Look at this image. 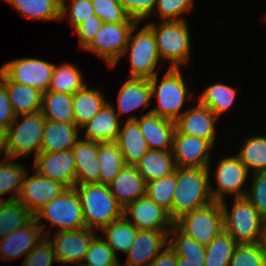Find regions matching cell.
<instances>
[{"label":"cell","mask_w":266,"mask_h":266,"mask_svg":"<svg viewBox=\"0 0 266 266\" xmlns=\"http://www.w3.org/2000/svg\"><path fill=\"white\" fill-rule=\"evenodd\" d=\"M140 24L141 22L132 29L123 57L129 55L127 58L130 62L128 77L150 79L159 73L161 58L153 30L146 23L138 30L137 27Z\"/></svg>","instance_id":"ba28073f"},{"label":"cell","mask_w":266,"mask_h":266,"mask_svg":"<svg viewBox=\"0 0 266 266\" xmlns=\"http://www.w3.org/2000/svg\"><path fill=\"white\" fill-rule=\"evenodd\" d=\"M144 135L149 149L160 151H172L173 136L176 123L172 120L151 113V110L143 112L135 120Z\"/></svg>","instance_id":"7402d4cb"},{"label":"cell","mask_w":266,"mask_h":266,"mask_svg":"<svg viewBox=\"0 0 266 266\" xmlns=\"http://www.w3.org/2000/svg\"><path fill=\"white\" fill-rule=\"evenodd\" d=\"M237 152L249 173L266 172V135L246 136Z\"/></svg>","instance_id":"d590c367"},{"label":"cell","mask_w":266,"mask_h":266,"mask_svg":"<svg viewBox=\"0 0 266 266\" xmlns=\"http://www.w3.org/2000/svg\"><path fill=\"white\" fill-rule=\"evenodd\" d=\"M41 227L33 218L28 224L0 239V259L11 260L26 255L43 238Z\"/></svg>","instance_id":"44dd1931"},{"label":"cell","mask_w":266,"mask_h":266,"mask_svg":"<svg viewBox=\"0 0 266 266\" xmlns=\"http://www.w3.org/2000/svg\"><path fill=\"white\" fill-rule=\"evenodd\" d=\"M174 224L196 242L206 246L224 230L223 210L219 201L183 214Z\"/></svg>","instance_id":"30bf717a"},{"label":"cell","mask_w":266,"mask_h":266,"mask_svg":"<svg viewBox=\"0 0 266 266\" xmlns=\"http://www.w3.org/2000/svg\"><path fill=\"white\" fill-rule=\"evenodd\" d=\"M99 232L87 227L61 231L45 236L53 246L57 263L61 266H80L86 256L92 240ZM70 263V264H69Z\"/></svg>","instance_id":"7c38bea8"},{"label":"cell","mask_w":266,"mask_h":266,"mask_svg":"<svg viewBox=\"0 0 266 266\" xmlns=\"http://www.w3.org/2000/svg\"><path fill=\"white\" fill-rule=\"evenodd\" d=\"M262 243H263L265 253H266V223H265V229H264V235H263Z\"/></svg>","instance_id":"6f0895ef"},{"label":"cell","mask_w":266,"mask_h":266,"mask_svg":"<svg viewBox=\"0 0 266 266\" xmlns=\"http://www.w3.org/2000/svg\"><path fill=\"white\" fill-rule=\"evenodd\" d=\"M138 23H106L103 22L96 36L83 49L95 54L105 64L113 68L120 59L127 46L132 29Z\"/></svg>","instance_id":"8fae6325"},{"label":"cell","mask_w":266,"mask_h":266,"mask_svg":"<svg viewBox=\"0 0 266 266\" xmlns=\"http://www.w3.org/2000/svg\"><path fill=\"white\" fill-rule=\"evenodd\" d=\"M176 190V170L173 174L146 183V196L168 211L171 217L173 195Z\"/></svg>","instance_id":"b9f144b4"},{"label":"cell","mask_w":266,"mask_h":266,"mask_svg":"<svg viewBox=\"0 0 266 266\" xmlns=\"http://www.w3.org/2000/svg\"><path fill=\"white\" fill-rule=\"evenodd\" d=\"M151 85L149 79L128 77L119 89L117 107L108 101L114 108L119 119L126 114V121H134L138 116L132 114L140 108L151 107ZM131 112V113H130ZM129 113V114H127Z\"/></svg>","instance_id":"d6986e66"},{"label":"cell","mask_w":266,"mask_h":266,"mask_svg":"<svg viewBox=\"0 0 266 266\" xmlns=\"http://www.w3.org/2000/svg\"><path fill=\"white\" fill-rule=\"evenodd\" d=\"M4 200H6V198L5 199L0 198V206L4 202Z\"/></svg>","instance_id":"91938a15"},{"label":"cell","mask_w":266,"mask_h":266,"mask_svg":"<svg viewBox=\"0 0 266 266\" xmlns=\"http://www.w3.org/2000/svg\"><path fill=\"white\" fill-rule=\"evenodd\" d=\"M213 145L200 137L174 132L172 155L177 168H208Z\"/></svg>","instance_id":"5bb4252c"},{"label":"cell","mask_w":266,"mask_h":266,"mask_svg":"<svg viewBox=\"0 0 266 266\" xmlns=\"http://www.w3.org/2000/svg\"><path fill=\"white\" fill-rule=\"evenodd\" d=\"M26 169L28 168L16 162V159L3 157L0 160V198L4 199L3 195L8 194L10 196L6 200H17Z\"/></svg>","instance_id":"f35d334b"},{"label":"cell","mask_w":266,"mask_h":266,"mask_svg":"<svg viewBox=\"0 0 266 266\" xmlns=\"http://www.w3.org/2000/svg\"><path fill=\"white\" fill-rule=\"evenodd\" d=\"M122 120L113 106L107 102L101 110L81 128L82 138L96 142H114L117 140Z\"/></svg>","instance_id":"cb8c5ba5"},{"label":"cell","mask_w":266,"mask_h":266,"mask_svg":"<svg viewBox=\"0 0 266 266\" xmlns=\"http://www.w3.org/2000/svg\"><path fill=\"white\" fill-rule=\"evenodd\" d=\"M15 117L5 84L0 79V127L7 130Z\"/></svg>","instance_id":"f5cc1de1"},{"label":"cell","mask_w":266,"mask_h":266,"mask_svg":"<svg viewBox=\"0 0 266 266\" xmlns=\"http://www.w3.org/2000/svg\"><path fill=\"white\" fill-rule=\"evenodd\" d=\"M25 18L42 21H61V0H4Z\"/></svg>","instance_id":"d6a6232c"},{"label":"cell","mask_w":266,"mask_h":266,"mask_svg":"<svg viewBox=\"0 0 266 266\" xmlns=\"http://www.w3.org/2000/svg\"><path fill=\"white\" fill-rule=\"evenodd\" d=\"M34 215L18 200H4L0 206V239L28 224Z\"/></svg>","instance_id":"ab89813d"},{"label":"cell","mask_w":266,"mask_h":266,"mask_svg":"<svg viewBox=\"0 0 266 266\" xmlns=\"http://www.w3.org/2000/svg\"><path fill=\"white\" fill-rule=\"evenodd\" d=\"M177 266H204V265H194L189 263L188 259L177 257Z\"/></svg>","instance_id":"9f6ffc18"},{"label":"cell","mask_w":266,"mask_h":266,"mask_svg":"<svg viewBox=\"0 0 266 266\" xmlns=\"http://www.w3.org/2000/svg\"><path fill=\"white\" fill-rule=\"evenodd\" d=\"M236 96L237 89L218 81V83H211L206 86L196 100L210 108L220 118L221 115H224L229 109L233 108Z\"/></svg>","instance_id":"1f68e13d"},{"label":"cell","mask_w":266,"mask_h":266,"mask_svg":"<svg viewBox=\"0 0 266 266\" xmlns=\"http://www.w3.org/2000/svg\"><path fill=\"white\" fill-rule=\"evenodd\" d=\"M6 157V130L0 127V156Z\"/></svg>","instance_id":"11a10c76"},{"label":"cell","mask_w":266,"mask_h":266,"mask_svg":"<svg viewBox=\"0 0 266 266\" xmlns=\"http://www.w3.org/2000/svg\"><path fill=\"white\" fill-rule=\"evenodd\" d=\"M0 79L5 84L14 114H32L41 111L42 92L31 86L11 81L1 70Z\"/></svg>","instance_id":"4316f807"},{"label":"cell","mask_w":266,"mask_h":266,"mask_svg":"<svg viewBox=\"0 0 266 266\" xmlns=\"http://www.w3.org/2000/svg\"><path fill=\"white\" fill-rule=\"evenodd\" d=\"M128 15L138 22H145L151 17L157 0H119Z\"/></svg>","instance_id":"f907efd6"},{"label":"cell","mask_w":266,"mask_h":266,"mask_svg":"<svg viewBox=\"0 0 266 266\" xmlns=\"http://www.w3.org/2000/svg\"><path fill=\"white\" fill-rule=\"evenodd\" d=\"M103 24V21L96 15H93V19L84 20L75 30L76 37L78 38V47L80 51L83 50L90 41L96 36Z\"/></svg>","instance_id":"816d5d0a"},{"label":"cell","mask_w":266,"mask_h":266,"mask_svg":"<svg viewBox=\"0 0 266 266\" xmlns=\"http://www.w3.org/2000/svg\"><path fill=\"white\" fill-rule=\"evenodd\" d=\"M108 186L123 209L133 201L146 196V181L138 172L136 165L126 164Z\"/></svg>","instance_id":"603a6c76"},{"label":"cell","mask_w":266,"mask_h":266,"mask_svg":"<svg viewBox=\"0 0 266 266\" xmlns=\"http://www.w3.org/2000/svg\"><path fill=\"white\" fill-rule=\"evenodd\" d=\"M182 73L181 68L168 67L162 78L158 73L149 79L152 101L157 99L151 113L175 122L186 111L182 108L185 102L193 99V92L188 89Z\"/></svg>","instance_id":"6da1fadb"},{"label":"cell","mask_w":266,"mask_h":266,"mask_svg":"<svg viewBox=\"0 0 266 266\" xmlns=\"http://www.w3.org/2000/svg\"><path fill=\"white\" fill-rule=\"evenodd\" d=\"M194 0H157L152 17H158L160 21L185 20V15L193 11Z\"/></svg>","instance_id":"f6af8a7d"},{"label":"cell","mask_w":266,"mask_h":266,"mask_svg":"<svg viewBox=\"0 0 266 266\" xmlns=\"http://www.w3.org/2000/svg\"><path fill=\"white\" fill-rule=\"evenodd\" d=\"M85 225L88 229L100 230L123 216V207L117 202L108 185L86 183L75 185Z\"/></svg>","instance_id":"277c9868"},{"label":"cell","mask_w":266,"mask_h":266,"mask_svg":"<svg viewBox=\"0 0 266 266\" xmlns=\"http://www.w3.org/2000/svg\"><path fill=\"white\" fill-rule=\"evenodd\" d=\"M100 231L102 233L99 235L118 257L117 253L126 254L130 250L138 229L122 216L103 227Z\"/></svg>","instance_id":"4dcf8cb0"},{"label":"cell","mask_w":266,"mask_h":266,"mask_svg":"<svg viewBox=\"0 0 266 266\" xmlns=\"http://www.w3.org/2000/svg\"><path fill=\"white\" fill-rule=\"evenodd\" d=\"M229 209L226 200L220 201L224 230L238 244L262 242L266 220L246 197L233 198Z\"/></svg>","instance_id":"8992f818"},{"label":"cell","mask_w":266,"mask_h":266,"mask_svg":"<svg viewBox=\"0 0 266 266\" xmlns=\"http://www.w3.org/2000/svg\"><path fill=\"white\" fill-rule=\"evenodd\" d=\"M39 175L58 181L67 188L75 186V159L72 149L59 152H40L33 160Z\"/></svg>","instance_id":"e0dca14e"},{"label":"cell","mask_w":266,"mask_h":266,"mask_svg":"<svg viewBox=\"0 0 266 266\" xmlns=\"http://www.w3.org/2000/svg\"><path fill=\"white\" fill-rule=\"evenodd\" d=\"M34 218L41 227L43 236L51 235V229L55 227L53 233L85 228L82 206L74 187L67 188L58 197L49 201L41 207L35 214ZM45 223L48 221L50 227ZM46 227L48 229H46ZM53 227V228H52ZM46 229V231H44Z\"/></svg>","instance_id":"5b68a950"},{"label":"cell","mask_w":266,"mask_h":266,"mask_svg":"<svg viewBox=\"0 0 266 266\" xmlns=\"http://www.w3.org/2000/svg\"><path fill=\"white\" fill-rule=\"evenodd\" d=\"M246 198L266 220V172L251 174Z\"/></svg>","instance_id":"c3c4849f"},{"label":"cell","mask_w":266,"mask_h":266,"mask_svg":"<svg viewBox=\"0 0 266 266\" xmlns=\"http://www.w3.org/2000/svg\"><path fill=\"white\" fill-rule=\"evenodd\" d=\"M45 122L41 111L17 115L6 130V157L17 160L33 152L35 158L41 151Z\"/></svg>","instance_id":"52a82bcc"},{"label":"cell","mask_w":266,"mask_h":266,"mask_svg":"<svg viewBox=\"0 0 266 266\" xmlns=\"http://www.w3.org/2000/svg\"><path fill=\"white\" fill-rule=\"evenodd\" d=\"M188 20L145 22L155 36L161 63H169V68L187 66L191 60V38Z\"/></svg>","instance_id":"3957f363"},{"label":"cell","mask_w":266,"mask_h":266,"mask_svg":"<svg viewBox=\"0 0 266 266\" xmlns=\"http://www.w3.org/2000/svg\"><path fill=\"white\" fill-rule=\"evenodd\" d=\"M94 14L106 23H139L132 19L119 0H91Z\"/></svg>","instance_id":"bcb514c9"},{"label":"cell","mask_w":266,"mask_h":266,"mask_svg":"<svg viewBox=\"0 0 266 266\" xmlns=\"http://www.w3.org/2000/svg\"><path fill=\"white\" fill-rule=\"evenodd\" d=\"M98 161L100 166L99 184L111 183L126 165L116 141L98 142Z\"/></svg>","instance_id":"e575fe53"},{"label":"cell","mask_w":266,"mask_h":266,"mask_svg":"<svg viewBox=\"0 0 266 266\" xmlns=\"http://www.w3.org/2000/svg\"><path fill=\"white\" fill-rule=\"evenodd\" d=\"M80 266H121L120 259L98 234L91 242Z\"/></svg>","instance_id":"7bdbcfd3"},{"label":"cell","mask_w":266,"mask_h":266,"mask_svg":"<svg viewBox=\"0 0 266 266\" xmlns=\"http://www.w3.org/2000/svg\"><path fill=\"white\" fill-rule=\"evenodd\" d=\"M229 266H266V253L262 242L238 244Z\"/></svg>","instance_id":"ee69618b"},{"label":"cell","mask_w":266,"mask_h":266,"mask_svg":"<svg viewBox=\"0 0 266 266\" xmlns=\"http://www.w3.org/2000/svg\"><path fill=\"white\" fill-rule=\"evenodd\" d=\"M101 89L89 88L88 83L73 95L72 107L74 124L82 128L87 124L108 102Z\"/></svg>","instance_id":"83f0119b"},{"label":"cell","mask_w":266,"mask_h":266,"mask_svg":"<svg viewBox=\"0 0 266 266\" xmlns=\"http://www.w3.org/2000/svg\"><path fill=\"white\" fill-rule=\"evenodd\" d=\"M168 232L138 230L126 260L121 266H149L152 260L167 246Z\"/></svg>","instance_id":"ffe728a7"},{"label":"cell","mask_w":266,"mask_h":266,"mask_svg":"<svg viewBox=\"0 0 266 266\" xmlns=\"http://www.w3.org/2000/svg\"><path fill=\"white\" fill-rule=\"evenodd\" d=\"M72 101V94L46 91L42 94L41 112L46 120L74 123Z\"/></svg>","instance_id":"836d02e7"},{"label":"cell","mask_w":266,"mask_h":266,"mask_svg":"<svg viewBox=\"0 0 266 266\" xmlns=\"http://www.w3.org/2000/svg\"><path fill=\"white\" fill-rule=\"evenodd\" d=\"M81 129L74 123L46 120L40 152H59L72 149L81 139Z\"/></svg>","instance_id":"484cf974"},{"label":"cell","mask_w":266,"mask_h":266,"mask_svg":"<svg viewBox=\"0 0 266 266\" xmlns=\"http://www.w3.org/2000/svg\"><path fill=\"white\" fill-rule=\"evenodd\" d=\"M196 102L175 121L176 129L182 134L208 140L214 146L218 134L216 125L220 119L210 108Z\"/></svg>","instance_id":"ac0fdd59"},{"label":"cell","mask_w":266,"mask_h":266,"mask_svg":"<svg viewBox=\"0 0 266 266\" xmlns=\"http://www.w3.org/2000/svg\"><path fill=\"white\" fill-rule=\"evenodd\" d=\"M149 266H177V255L169 244H167V246L152 260Z\"/></svg>","instance_id":"db71d44e"},{"label":"cell","mask_w":266,"mask_h":266,"mask_svg":"<svg viewBox=\"0 0 266 266\" xmlns=\"http://www.w3.org/2000/svg\"><path fill=\"white\" fill-rule=\"evenodd\" d=\"M68 4L66 0H61L60 20L67 18L73 31L84 20L93 19L95 14L91 0H70Z\"/></svg>","instance_id":"7dc6e473"},{"label":"cell","mask_w":266,"mask_h":266,"mask_svg":"<svg viewBox=\"0 0 266 266\" xmlns=\"http://www.w3.org/2000/svg\"><path fill=\"white\" fill-rule=\"evenodd\" d=\"M135 165L146 183L173 174L177 168L171 151L153 149L147 151Z\"/></svg>","instance_id":"f546056e"},{"label":"cell","mask_w":266,"mask_h":266,"mask_svg":"<svg viewBox=\"0 0 266 266\" xmlns=\"http://www.w3.org/2000/svg\"><path fill=\"white\" fill-rule=\"evenodd\" d=\"M168 244L177 257L186 258L194 265H204L205 246L182 232L175 224L168 232Z\"/></svg>","instance_id":"8d00e7d4"},{"label":"cell","mask_w":266,"mask_h":266,"mask_svg":"<svg viewBox=\"0 0 266 266\" xmlns=\"http://www.w3.org/2000/svg\"><path fill=\"white\" fill-rule=\"evenodd\" d=\"M54 262L57 263L53 246L46 237H43L24 257L22 266H53Z\"/></svg>","instance_id":"681fc988"},{"label":"cell","mask_w":266,"mask_h":266,"mask_svg":"<svg viewBox=\"0 0 266 266\" xmlns=\"http://www.w3.org/2000/svg\"><path fill=\"white\" fill-rule=\"evenodd\" d=\"M264 14H265V15L263 16L262 20H263V22L266 23V13H264Z\"/></svg>","instance_id":"680465c9"},{"label":"cell","mask_w":266,"mask_h":266,"mask_svg":"<svg viewBox=\"0 0 266 266\" xmlns=\"http://www.w3.org/2000/svg\"><path fill=\"white\" fill-rule=\"evenodd\" d=\"M238 243L225 230L205 246L204 266H229V261Z\"/></svg>","instance_id":"60d3db41"},{"label":"cell","mask_w":266,"mask_h":266,"mask_svg":"<svg viewBox=\"0 0 266 266\" xmlns=\"http://www.w3.org/2000/svg\"><path fill=\"white\" fill-rule=\"evenodd\" d=\"M207 168H176V190L171 206V219L175 222L183 214L210 204Z\"/></svg>","instance_id":"7a4b0ae2"},{"label":"cell","mask_w":266,"mask_h":266,"mask_svg":"<svg viewBox=\"0 0 266 266\" xmlns=\"http://www.w3.org/2000/svg\"><path fill=\"white\" fill-rule=\"evenodd\" d=\"M75 159V185L99 183L100 166L98 142L81 138L73 147Z\"/></svg>","instance_id":"d4e9b609"},{"label":"cell","mask_w":266,"mask_h":266,"mask_svg":"<svg viewBox=\"0 0 266 266\" xmlns=\"http://www.w3.org/2000/svg\"><path fill=\"white\" fill-rule=\"evenodd\" d=\"M54 65L40 58L24 57L4 63L0 70L11 81L45 93L51 83Z\"/></svg>","instance_id":"4fadbf2b"},{"label":"cell","mask_w":266,"mask_h":266,"mask_svg":"<svg viewBox=\"0 0 266 266\" xmlns=\"http://www.w3.org/2000/svg\"><path fill=\"white\" fill-rule=\"evenodd\" d=\"M116 142L126 164L135 165L150 150L135 120L122 121Z\"/></svg>","instance_id":"f1b7e54d"},{"label":"cell","mask_w":266,"mask_h":266,"mask_svg":"<svg viewBox=\"0 0 266 266\" xmlns=\"http://www.w3.org/2000/svg\"><path fill=\"white\" fill-rule=\"evenodd\" d=\"M211 165L210 162L207 169L209 178H211L212 173V178H214V184L209 179V190L213 201L220 202L226 199L225 195L233 196V198L246 197L248 190H246L245 184H248L250 173L237 155H227L220 158L215 164L216 166L214 165L213 172Z\"/></svg>","instance_id":"9c48e42d"},{"label":"cell","mask_w":266,"mask_h":266,"mask_svg":"<svg viewBox=\"0 0 266 266\" xmlns=\"http://www.w3.org/2000/svg\"><path fill=\"white\" fill-rule=\"evenodd\" d=\"M123 216L138 230L170 231L174 225L168 211L147 196L128 204L123 210Z\"/></svg>","instance_id":"2e32d148"},{"label":"cell","mask_w":266,"mask_h":266,"mask_svg":"<svg viewBox=\"0 0 266 266\" xmlns=\"http://www.w3.org/2000/svg\"><path fill=\"white\" fill-rule=\"evenodd\" d=\"M27 169L17 198L33 215L49 201L58 197L67 187L52 179L39 175L35 170ZM30 175V176H29Z\"/></svg>","instance_id":"9a60e30c"},{"label":"cell","mask_w":266,"mask_h":266,"mask_svg":"<svg viewBox=\"0 0 266 266\" xmlns=\"http://www.w3.org/2000/svg\"><path fill=\"white\" fill-rule=\"evenodd\" d=\"M83 74L80 69L72 63L54 65L51 83L47 91L69 93L74 95L81 90L87 83L84 82Z\"/></svg>","instance_id":"74e56055"}]
</instances>
